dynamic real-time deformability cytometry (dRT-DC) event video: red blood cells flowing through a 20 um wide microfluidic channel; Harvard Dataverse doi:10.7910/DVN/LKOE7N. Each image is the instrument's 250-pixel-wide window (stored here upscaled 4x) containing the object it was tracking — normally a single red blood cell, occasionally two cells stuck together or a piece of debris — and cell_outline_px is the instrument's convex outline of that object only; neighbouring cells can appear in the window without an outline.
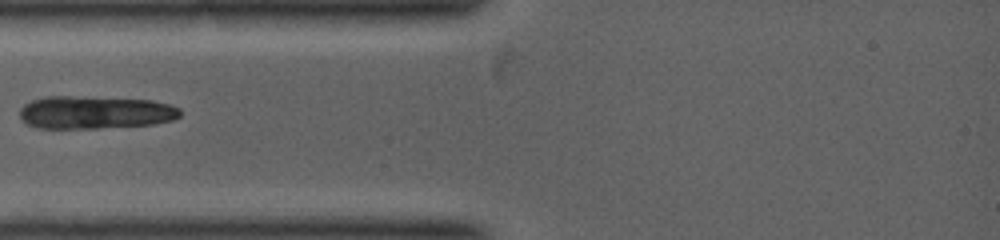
{"species": "common noctule bat (a hibernating species)", "species_latin": "Nyctalus noctula", "temperature_condition": "warm", "stored_images_in_passage": 1, "camera_frame_rate_fps": 5000, "um_per_image_px": 0.085, "animal": {"sex": "female", "body_mass_g": 19.0, "forearm_length_mm": 53.3}, "frame": {"image": 1, "passage_image": 1, "time_ms": 0.0, "image_size_px": [1000, 240], "cell_outline_px": [[180, 116], [172, 120], [156, 124], [100, 128], [36, 128], [24, 124], [20, 116], [20, 108], [24, 104], [32, 100], [44, 96], [68, 96], [152, 100], [172, 104], [180, 108]], "centroid_in_image_um": [8.07, 9.56], "position_along_channel_um": 76.9, "area_um2": 31.04}}